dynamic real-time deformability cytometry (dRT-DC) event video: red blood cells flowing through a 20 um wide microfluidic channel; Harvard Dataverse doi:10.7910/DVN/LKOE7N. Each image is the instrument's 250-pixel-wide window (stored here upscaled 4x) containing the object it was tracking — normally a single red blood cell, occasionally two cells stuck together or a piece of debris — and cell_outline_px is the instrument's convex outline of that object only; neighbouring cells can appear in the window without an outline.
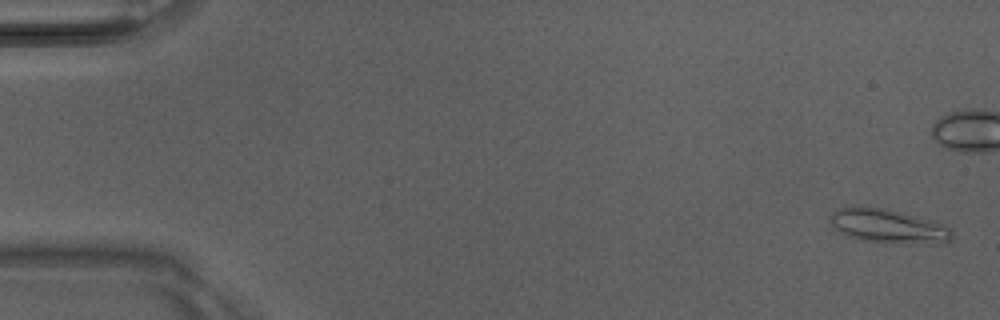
{"species": "Egyptian fruit bat (a non-hibernating species)", "species_latin": "Rousettus aegyptiacus", "temperature_condition": "room temperature", "stored_images_in_passage": 9, "camera_frame_rate_fps": 3000, "um_per_image_px": 0.085, "animal": {"sex": "male"}, "frame": {"image": 1, "passage_image": 1, "time_ms": 0.0, "image_size_px": [1000, 320], "cell_outline_px": [[952, 236], [944, 244], [932, 244], [864, 240], [848, 236], [840, 232], [832, 224], [832, 212], [848, 204], [860, 204], [888, 208], [936, 220], [944, 224], [952, 232]], "centroid_in_image_um": [75.52, 19.16], "position_along_channel_um": 9.5, "area_um2": 24.51}}
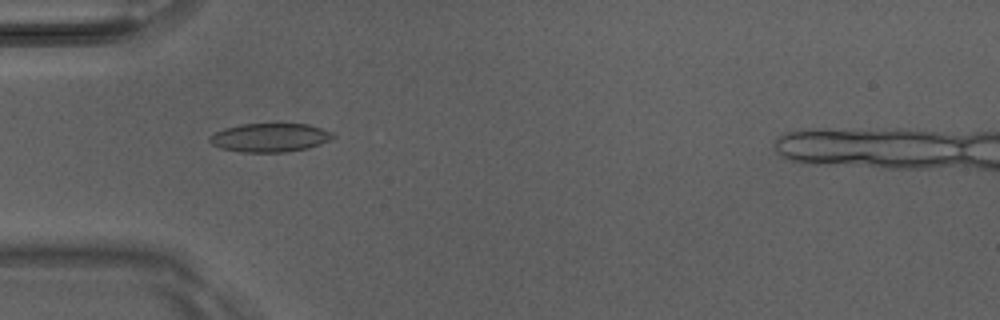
{"frame": {"image": 2, "passage_image": 6, "time_ms": 1.667, "image_size_px": [1000, 320], "cell_outline_px": [[336, 136], [320, 144], [308, 148], [284, 152], [244, 152], [220, 148], [212, 144], [208, 140], [216, 132], [224, 128], [240, 124], [308, 124], [332, 132]], "centroid_in_image_um": [22.94, 11.69], "position_along_channel_um": 62.1, "area_um2": 20.4}}